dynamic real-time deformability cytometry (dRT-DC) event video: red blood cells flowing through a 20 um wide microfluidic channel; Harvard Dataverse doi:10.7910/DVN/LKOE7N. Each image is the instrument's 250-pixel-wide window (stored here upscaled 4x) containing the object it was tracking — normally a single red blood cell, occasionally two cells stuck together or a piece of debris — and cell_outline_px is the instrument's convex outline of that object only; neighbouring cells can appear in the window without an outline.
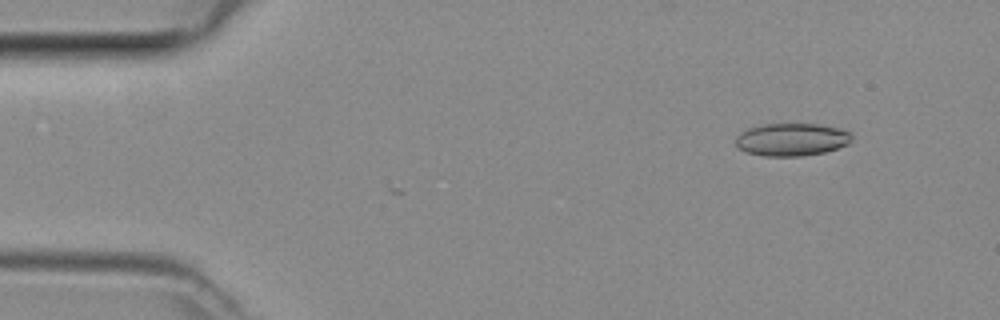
{"species": "common noctule bat (a hibernating species)", "species_latin": "Nyctalus noctula", "temperature_condition": "room temperature", "stored_images_in_passage": 5, "camera_frame_rate_fps": 3000, "um_per_image_px": 0.085, "animal": {"sex": "female", "body_mass_g": 29.2, "forearm_length_mm": 56.3}, "frame": {"image": 1, "passage_image": 2, "time_ms": 0.333, "image_size_px": [1000, 320], "cell_outline_px": [[852, 140], [848, 144], [824, 152], [800, 156], [764, 156], [748, 152], [740, 148], [736, 144], [736, 136], [740, 132], [748, 128], [764, 124], [820, 124], [840, 128], [852, 132]], "centroid_in_image_um": [67.32, 11.85], "position_along_channel_um": 17.7, "area_um2": 22.14}}
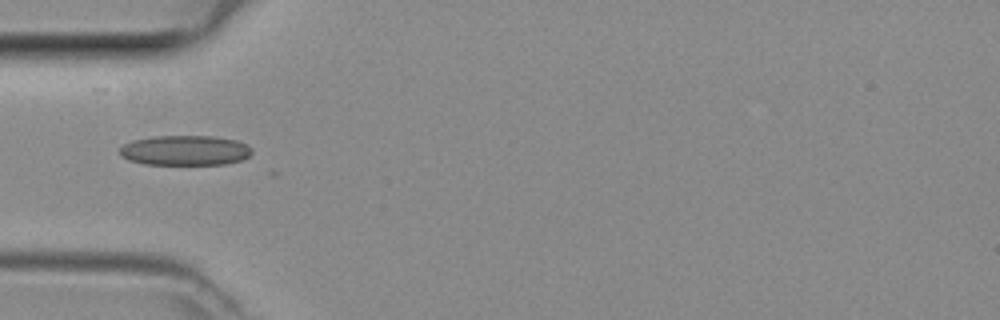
{"frame": {"image": 2, "passage_image": 5, "time_ms": 1.333, "image_size_px": [1000, 320], "cell_outline_px": [[252, 152], [248, 156], [240, 160], [224, 164], [144, 164], [128, 160], [120, 156], [120, 148], [124, 144], [132, 140], [152, 136], [212, 136], [236, 140], [248, 144], [252, 148]], "centroid_in_image_um": [15.71, 12.77], "position_along_channel_um": 69.3, "area_um2": 23.18}}